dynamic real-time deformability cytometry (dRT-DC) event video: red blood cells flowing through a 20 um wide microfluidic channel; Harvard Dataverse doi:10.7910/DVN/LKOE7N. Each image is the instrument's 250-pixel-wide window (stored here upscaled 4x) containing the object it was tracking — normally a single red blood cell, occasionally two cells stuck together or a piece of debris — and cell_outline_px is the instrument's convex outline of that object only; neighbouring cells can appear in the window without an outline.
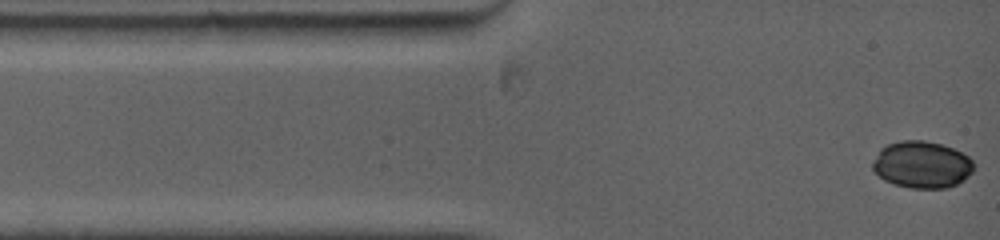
{"species": "common noctule bat (a hibernating species)", "species_latin": "Nyctalus noctula", "temperature_condition": "warm", "stored_images_in_passage": 18, "camera_frame_rate_fps": 5000, "um_per_image_px": 0.085, "animal": {"sex": "female", "body_mass_g": 19.0, "forearm_length_mm": 53.3}, "frame": {"image": 1, "passage_image": 1, "time_ms": 0.0, "image_size_px": [1000, 240], "cell_outline_px": [[976, 164], [972, 172], [964, 180], [948, 188], [908, 188], [884, 180], [872, 168], [872, 160], [880, 148], [888, 144], [900, 140], [924, 140], [940, 144], [952, 148], [968, 156]], "centroid_in_image_um": [78.36, 13.99], "position_along_channel_um": 6.6, "area_um2": 27.8}}
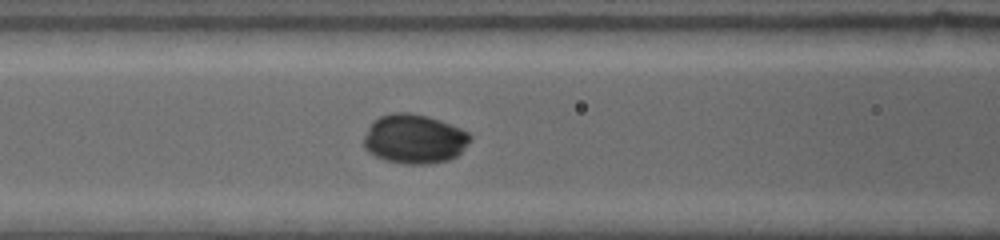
{"frame": {"image": 2, "passage_image": 11, "time_ms": 4.4, "image_size_px": [1000, 240], "cell_outline_px": [[472, 140], [456, 156], [448, 160], [424, 164], [404, 164], [384, 160], [368, 152], [364, 148], [364, 136], [372, 120], [380, 116], [392, 112], [408, 112], [428, 116], [440, 120], [460, 128], [468, 132], [472, 136]], "centroid_in_image_um": [35.2, 11.8], "position_along_channel_um": 131.4, "area_um2": 30.75}}
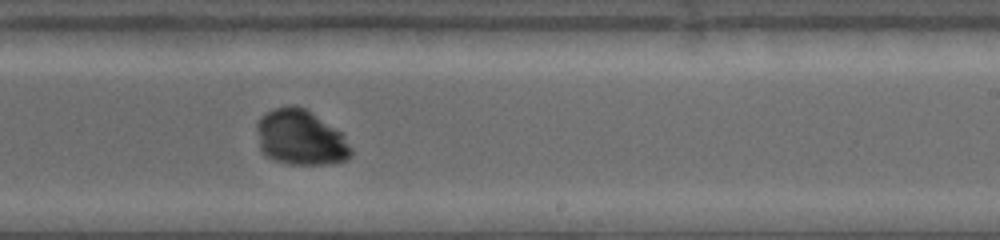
{"frame": {"image": 3, "passage_image": 18, "time_ms": 7.8, "image_size_px": [1000, 240], "cell_outline_px": [[352, 156], [344, 160], [324, 164], [284, 164], [272, 160], [264, 156], [260, 148], [256, 128], [256, 124], [260, 116], [276, 108], [288, 104], [296, 104], [304, 108], [344, 132], [352, 148]], "centroid_in_image_um": [25.55, 11.69], "position_along_channel_um": 263.4, "area_um2": 30.98}}